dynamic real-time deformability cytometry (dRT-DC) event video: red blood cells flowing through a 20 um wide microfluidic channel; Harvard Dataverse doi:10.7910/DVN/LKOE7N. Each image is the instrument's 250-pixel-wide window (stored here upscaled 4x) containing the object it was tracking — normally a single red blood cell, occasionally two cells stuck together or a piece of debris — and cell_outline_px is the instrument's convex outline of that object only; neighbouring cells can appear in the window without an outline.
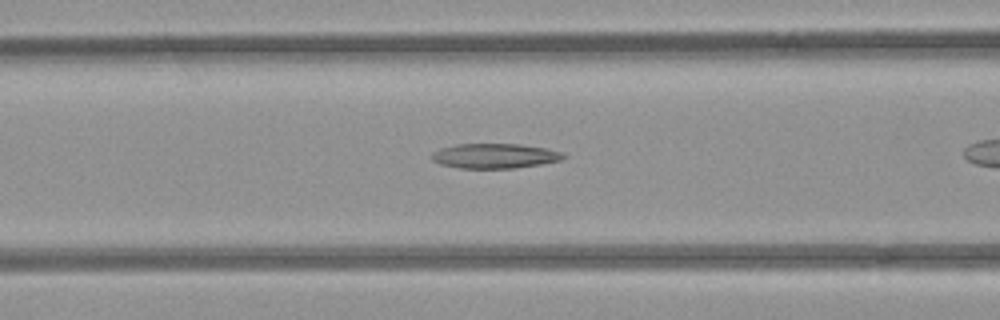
{"species": "common noctule bat (a hibernating species)", "species_latin": "Nyctalus noctula", "temperature_condition": "room temperature", "stored_images_in_passage": 28, "camera_frame_rate_fps": 3000, "um_per_image_px": 0.085, "animal": {"sex": "female", "body_mass_g": 21.9}, "frame": {"image": 1, "passage_image": 7, "time_ms": 2.0, "image_size_px": [1000, 320], "cell_outline_px": [[568, 156], [560, 160], [540, 164], [512, 168], [460, 168], [440, 164], [432, 160], [432, 152], [440, 148], [456, 144], [516, 144], [544, 148], [560, 152]], "centroid_in_image_um": [42.01, 13.25], "position_along_channel_um": 124.6, "area_um2": 18.84}}
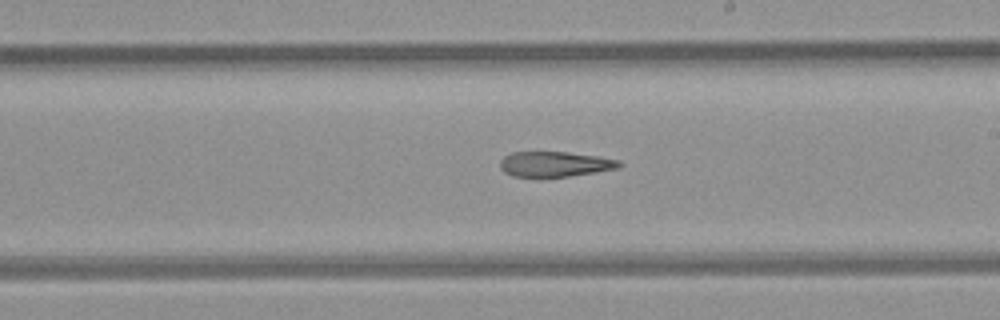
{"frame": {"image": 2, "passage_image": 16, "time_ms": 5.0, "image_size_px": [1000, 320], "cell_outline_px": [[624, 164], [620, 168], [596, 172], [540, 180], [512, 176], [504, 172], [500, 168], [500, 160], [504, 156], [512, 152], [568, 152], [600, 156], [620, 160]], "centroid_in_image_um": [47.15, 13.99], "position_along_channel_um": 241.8, "area_um2": 18.38}}
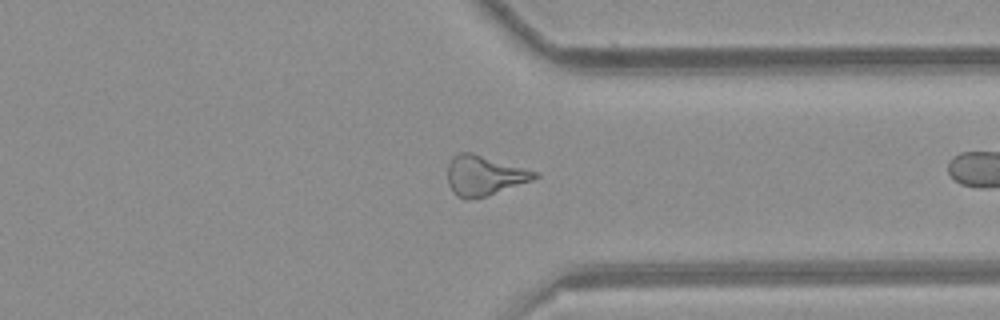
{"frame": {"image": 3, "passage_image": 26, "time_ms": 8.333, "image_size_px": [1000, 320], "cell_outline_px": [[540, 176], [532, 180], [484, 196], [468, 200], [464, 200], [456, 196], [452, 192], [448, 184], [448, 164], [452, 156], [460, 152], [472, 152], [540, 172]], "centroid_in_image_um": [41.14, 14.91], "position_along_channel_um": 370.3, "area_um2": 20.35}}